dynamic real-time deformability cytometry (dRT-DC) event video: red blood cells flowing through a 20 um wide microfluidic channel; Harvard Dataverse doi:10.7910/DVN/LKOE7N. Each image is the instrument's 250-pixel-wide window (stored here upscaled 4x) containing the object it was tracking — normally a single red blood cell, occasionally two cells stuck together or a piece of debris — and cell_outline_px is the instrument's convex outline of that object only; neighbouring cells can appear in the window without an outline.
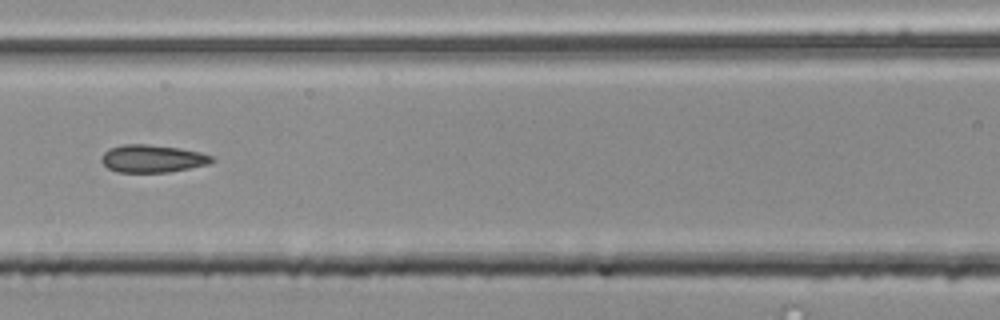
{"species": "common noctule bat (a hibernating species)", "species_latin": "Nyctalus noctula", "temperature_condition": "room temperature", "stored_images_in_passage": 55, "segment_of_instrument_passage": [2, 2], "camera_frame_rate_fps": 3000, "um_per_image_px": 0.085, "animal": {"sex": "male", "body_mass_g": 20.4}, "frame": {"image": 1, "passage_image": 25, "time_ms": 8.0, "image_size_px": [1000, 320], "cell_outline_px": [[216, 160], [208, 164], [168, 172], [116, 172], [108, 168], [100, 160], [100, 156], [108, 148], [124, 144], [148, 144], [180, 148], [200, 152], [212, 156]], "centroid_in_image_um": [12.93, 13.47], "position_along_channel_um": 153.7, "area_um2": 17.86}}
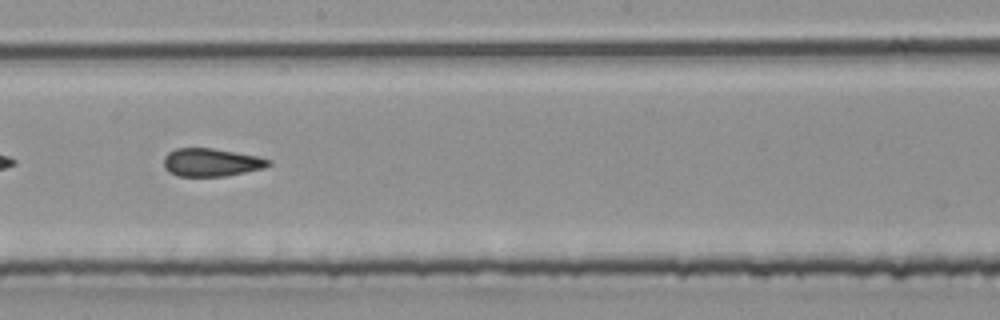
{"frame": {"image": 2, "passage_image": 31, "time_ms": 10.0, "image_size_px": [1000, 320], "cell_outline_px": [[272, 164], [264, 168], [224, 176], [176, 176], [168, 172], [164, 168], [164, 156], [168, 152], [176, 148], [212, 148], [256, 156], [272, 160]], "centroid_in_image_um": [17.93, 13.8], "position_along_channel_um": 230.3, "area_um2": 17.11}}
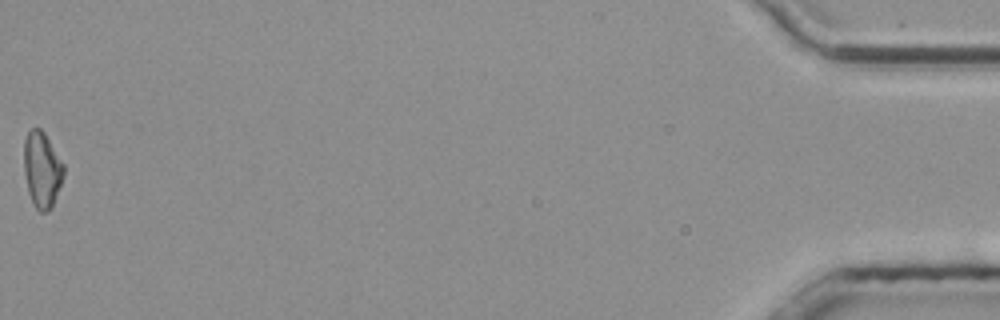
{"frame": {"image": 3, "passage_image": 55, "time_ms": 18.0, "image_size_px": [1000, 320], "cell_outline_px": [[64, 176], [52, 208], [48, 212], [40, 212], [36, 208], [28, 192], [24, 172], [24, 140], [28, 132], [32, 128], [40, 128], [44, 132], [64, 164]], "centroid_in_image_um": [3.58, 14.43], "position_along_channel_um": 431.6, "area_um2": 17.63}}